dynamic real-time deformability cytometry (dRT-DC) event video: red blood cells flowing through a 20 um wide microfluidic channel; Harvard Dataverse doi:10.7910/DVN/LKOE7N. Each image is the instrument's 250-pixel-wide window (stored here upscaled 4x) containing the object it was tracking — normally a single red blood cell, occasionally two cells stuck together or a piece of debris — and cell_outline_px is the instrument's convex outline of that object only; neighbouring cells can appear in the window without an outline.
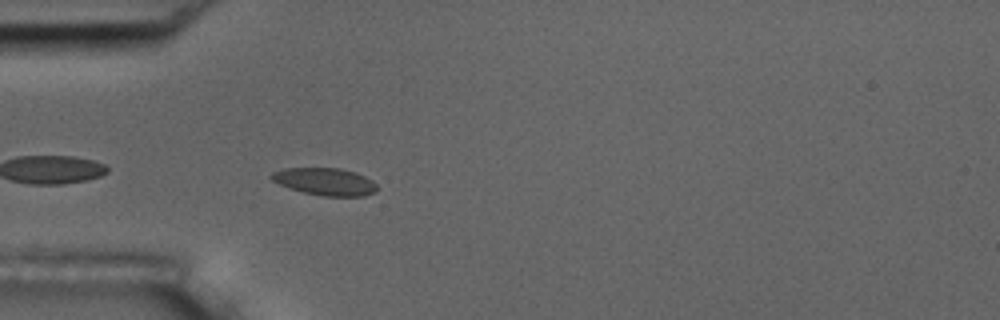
{"species": "common noctule bat (a hibernating species)", "species_latin": "Nyctalus noctula", "temperature_condition": "room temperature", "stored_images_in_passage": 22, "camera_frame_rate_fps": 3000, "um_per_image_px": 0.085, "animal": {"sex": "male", "body_mass_g": 17.5, "forearm_length_mm": 52.3}, "frame": {"image": 1, "passage_image": 1, "time_ms": 0.0, "image_size_px": [1000, 320], "cell_outline_px": [[376, 192], [364, 196], [324, 196], [304, 192], [280, 184], [272, 180], [268, 176], [272, 172], [284, 168], [340, 168], [356, 172], [372, 180], [376, 184]], "centroid_in_image_um": [27.64, 15.43], "position_along_channel_um": 57.4, "area_um2": 16.76}}
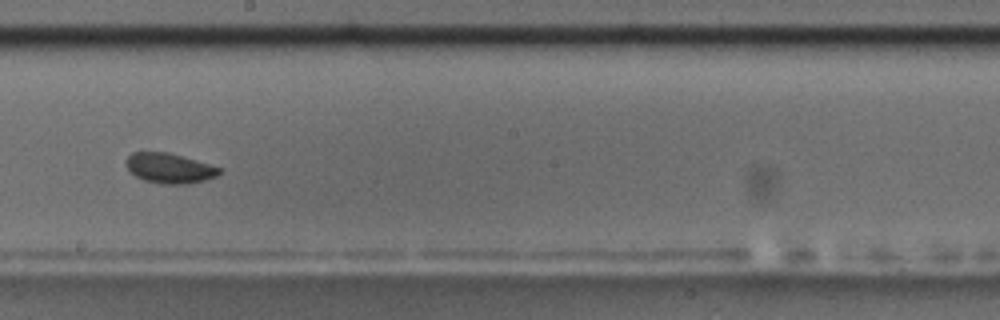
{"frame": {"image": 2, "passage_image": 16, "time_ms": 5.0, "image_size_px": [1000, 320], "cell_outline_px": [[224, 168], [216, 176], [204, 180], [188, 184], [160, 184], [144, 180], [136, 176], [124, 164], [128, 156], [132, 152], [168, 152]], "centroid_in_image_um": [14.41, 14.3], "position_along_channel_um": 233.8, "area_um2": 16.36}}
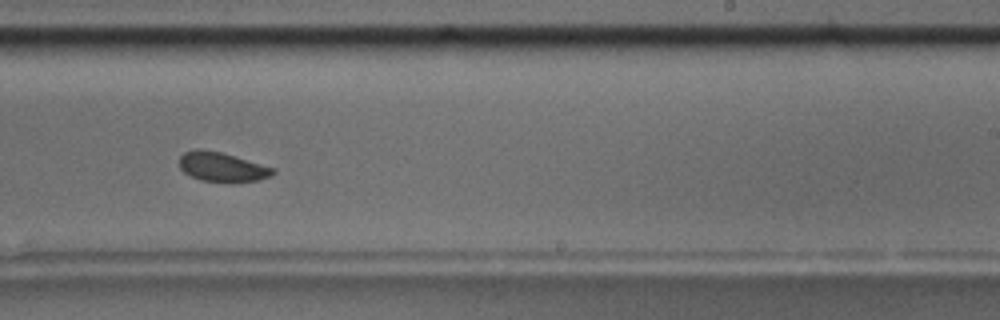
{"frame": {"image": 3, "passage_image": 19, "time_ms": 6.0, "image_size_px": [1000, 320], "cell_outline_px": [[276, 172], [272, 176], [260, 180], [232, 184], [228, 184], [200, 180], [184, 172], [180, 168], [180, 156], [184, 152], [196, 148], [200, 148], [220, 152], [236, 156], [276, 168]], "centroid_in_image_um": [18.93, 14.22], "position_along_channel_um": 270.1, "area_um2": 16.65}}